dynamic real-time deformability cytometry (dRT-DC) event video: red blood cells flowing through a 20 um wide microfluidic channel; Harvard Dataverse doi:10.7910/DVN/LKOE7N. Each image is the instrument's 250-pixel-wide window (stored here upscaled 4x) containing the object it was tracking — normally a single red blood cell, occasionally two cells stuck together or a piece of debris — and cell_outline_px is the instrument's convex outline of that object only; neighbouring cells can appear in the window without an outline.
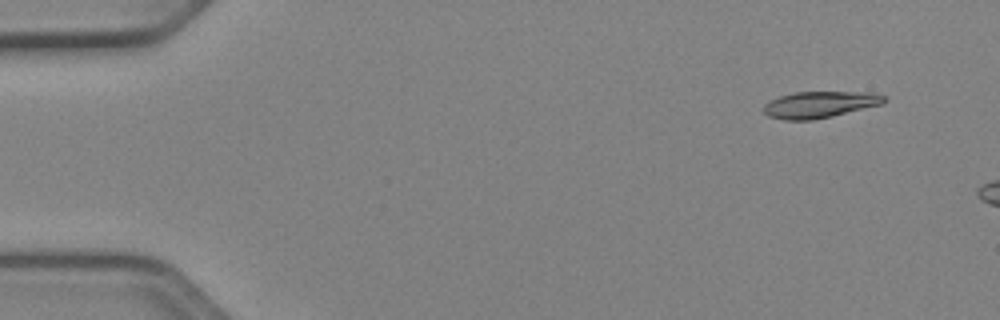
{"species": "Egyptian fruit bat (a non-hibernating species)", "species_latin": "Rousettus aegyptiacus", "temperature_condition": "cold", "stored_images_in_passage": 6, "camera_frame_rate_fps": 3000, "um_per_image_px": 0.085, "animal": {"sex": "female"}, "frame": {"image": 1, "passage_image": 1, "time_ms": 0.0, "image_size_px": [1000, 320], "cell_outline_px": [[888, 100], [884, 104], [832, 116], [812, 120], [784, 120], [768, 116], [764, 112], [764, 104], [780, 96], [796, 92], [876, 92], [884, 96]], "centroid_in_image_um": [69.73, 8.89], "position_along_channel_um": 15.3, "area_um2": 18.67}}